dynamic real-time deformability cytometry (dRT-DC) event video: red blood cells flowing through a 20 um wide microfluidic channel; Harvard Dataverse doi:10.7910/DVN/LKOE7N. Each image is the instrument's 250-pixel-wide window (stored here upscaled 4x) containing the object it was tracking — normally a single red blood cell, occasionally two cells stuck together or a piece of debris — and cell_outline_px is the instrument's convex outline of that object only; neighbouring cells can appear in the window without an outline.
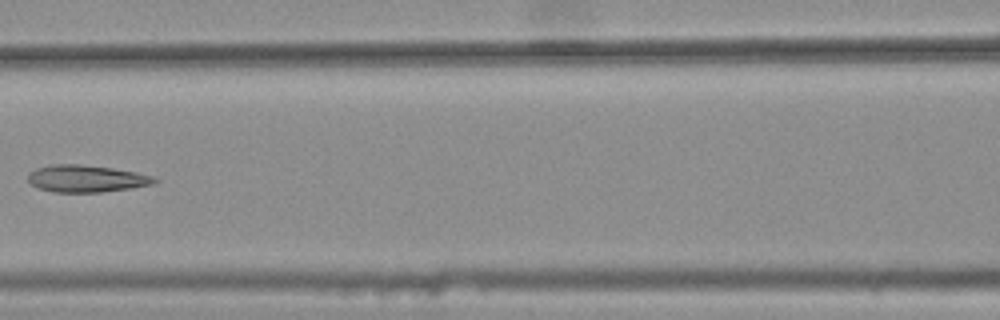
{"species": "common noctule bat (a hibernating species)", "species_latin": "Nyctalus noctula", "temperature_condition": "warm", "stored_images_in_passage": 7, "camera_frame_rate_fps": 3000, "um_per_image_px": 0.085, "animal": {"sex": "female", "body_mass_g": 25.1}, "frame": {"image": 1, "passage_image": 6, "time_ms": 1.667, "image_size_px": [1000, 320], "cell_outline_px": [[160, 180], [156, 184], [100, 192], [52, 192], [40, 188], [32, 184], [28, 180], [28, 172], [36, 168], [52, 164], [80, 164], [112, 168], [136, 172], [152, 176]], "centroid_in_image_um": [7.34, 15.17], "position_along_channel_um": 159.3, "area_um2": 19.94}}
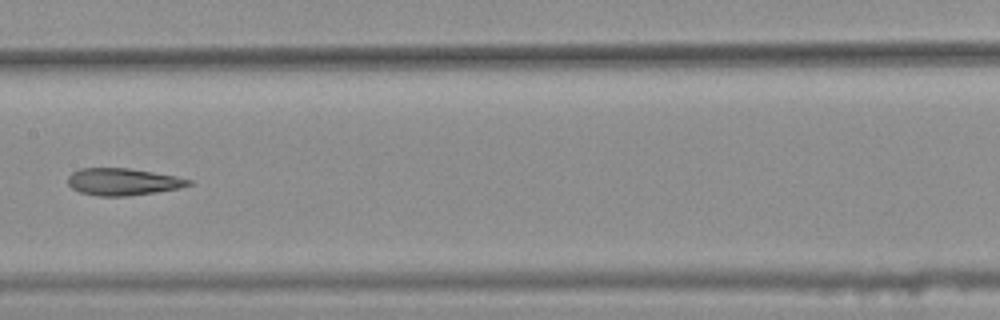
{"frame": {"image": 2, "passage_image": 7, "time_ms": 2.0, "image_size_px": [1000, 320], "cell_outline_px": [[192, 184], [180, 188], [156, 192], [124, 196], [100, 196], [80, 192], [72, 188], [68, 184], [68, 176], [72, 172], [80, 168], [128, 168], [176, 176], [192, 180]], "centroid_in_image_um": [10.44, 15.45], "position_along_channel_um": 197.0, "area_um2": 18.96}}